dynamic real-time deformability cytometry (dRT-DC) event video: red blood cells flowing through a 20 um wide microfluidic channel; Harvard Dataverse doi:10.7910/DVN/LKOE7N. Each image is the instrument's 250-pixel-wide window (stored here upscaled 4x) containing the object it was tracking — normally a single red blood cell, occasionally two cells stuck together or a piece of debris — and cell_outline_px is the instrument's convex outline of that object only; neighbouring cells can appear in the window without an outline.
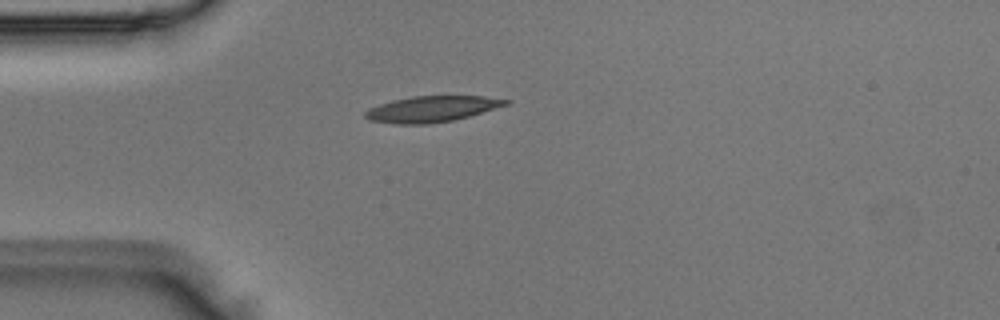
{"species": "Egyptian fruit bat (a non-hibernating species)", "species_latin": "Rousettus aegyptiacus", "temperature_condition": "room temperature", "stored_images_in_passage": 1, "camera_frame_rate_fps": 3000, "um_per_image_px": 0.085, "animal": {"sex": "male"}, "frame": {"image": 1, "passage_image": 1, "time_ms": 0.0, "image_size_px": [1000, 320], "cell_outline_px": [[512, 100], [508, 104], [456, 120], [428, 124], [396, 124], [368, 120], [364, 116], [364, 112], [368, 108], [392, 100], [412, 96], [484, 96]], "centroid_in_image_um": [36.68, 9.27], "position_along_channel_um": 48.3, "area_um2": 21.33}}